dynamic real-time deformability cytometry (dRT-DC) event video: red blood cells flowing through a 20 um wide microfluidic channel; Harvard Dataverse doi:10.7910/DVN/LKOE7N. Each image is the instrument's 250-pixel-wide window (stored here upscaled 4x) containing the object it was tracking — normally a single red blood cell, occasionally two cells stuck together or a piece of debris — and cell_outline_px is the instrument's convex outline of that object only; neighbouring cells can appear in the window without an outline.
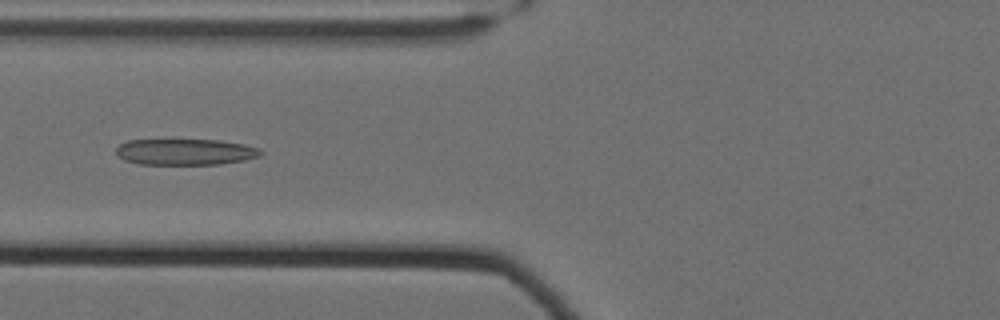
{"species": "Egyptian fruit bat (a non-hibernating species)", "species_latin": "Rousettus aegyptiacus", "temperature_condition": "cold", "stored_images_in_passage": 42, "camera_frame_rate_fps": 3000, "um_per_image_px": 0.085, "animal": {"sex": "female"}, "frame": {"image": 1, "passage_image": 9, "time_ms": 2.667, "image_size_px": [1000, 320], "cell_outline_px": [[264, 152], [260, 156], [244, 160], [220, 164], [140, 164], [124, 160], [116, 152], [116, 148], [120, 144], [128, 140], [220, 140], [244, 144], [260, 148]], "centroid_in_image_um": [15.79, 12.91], "position_along_channel_um": 110.0, "area_um2": 22.02}}
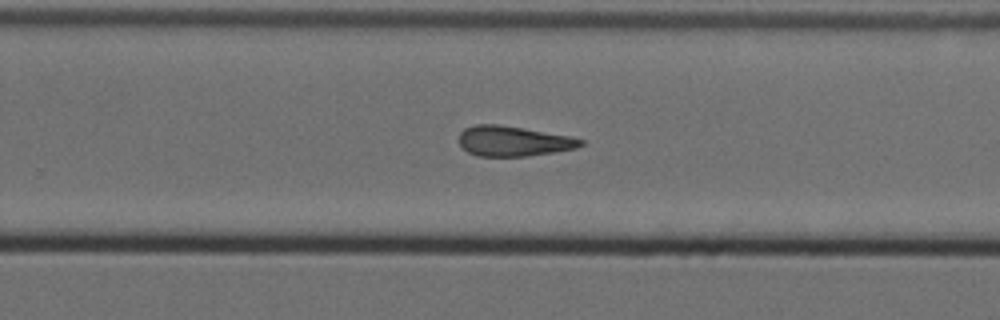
{"frame": {"image": 2, "passage_image": 24, "time_ms": 7.667, "image_size_px": [1000, 320], "cell_outline_px": [[584, 144], [576, 148], [528, 156], [476, 156], [468, 152], [456, 140], [460, 132], [464, 128], [476, 124], [496, 124], [568, 136], [584, 140]], "centroid_in_image_um": [43.56, 12.0], "position_along_channel_um": 286.2, "area_um2": 21.21}}
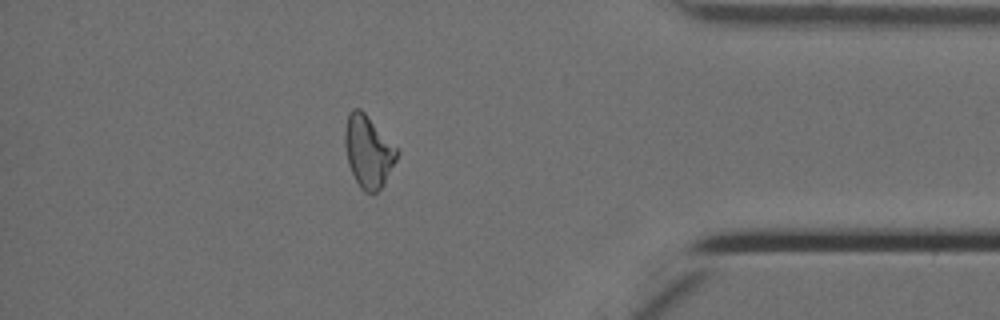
{"frame": {"image": 3, "passage_image": 36, "time_ms": 11.667, "image_size_px": [1000, 320], "cell_outline_px": [[400, 152], [384, 184], [376, 192], [364, 192], [360, 188], [348, 164], [344, 144], [344, 132], [348, 112], [352, 108], [360, 108], [400, 148]], "centroid_in_image_um": [31.32, 12.83], "position_along_channel_um": 403.9, "area_um2": 22.2}, "authors_computed_cell_mechanics": {"area_um2": 21.7328, "velocity_mm_per_s": 3.5172, "shape_relaxation_time_tau1_ms": null, "shape_relaxation_time_tau2_ms": 7.8897, "deformation_change_tau1": null, "deformation_change_tau2": 0.196}}